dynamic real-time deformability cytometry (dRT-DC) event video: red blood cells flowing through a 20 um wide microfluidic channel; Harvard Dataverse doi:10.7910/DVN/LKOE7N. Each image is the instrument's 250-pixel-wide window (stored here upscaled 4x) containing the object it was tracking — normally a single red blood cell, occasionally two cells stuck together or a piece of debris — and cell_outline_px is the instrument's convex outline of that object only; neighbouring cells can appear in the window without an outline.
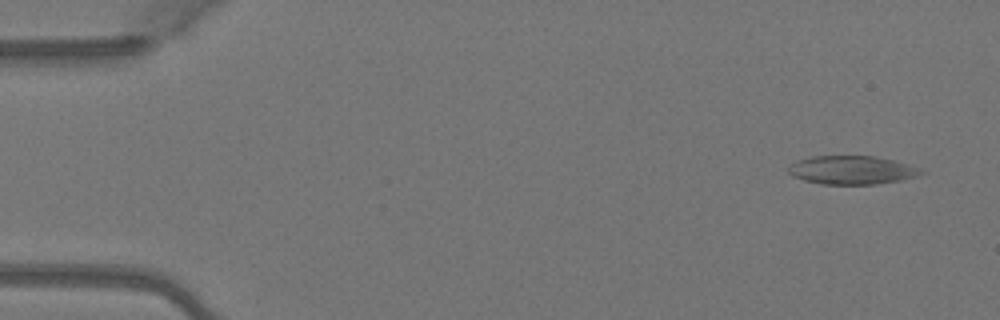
{"species": "Egyptian fruit bat (a non-hibernating species)", "species_latin": "Rousettus aegyptiacus", "temperature_condition": "warm", "stored_images_in_passage": 49, "camera_frame_rate_fps": 3000, "um_per_image_px": 0.085, "animal": {"sex": "female"}, "frame": {"image": 1, "passage_image": 3, "time_ms": 0.667, "image_size_px": [1000, 320], "cell_outline_px": [[924, 172], [916, 176], [900, 180], [876, 184], [820, 184], [804, 180], [792, 176], [788, 172], [788, 168], [796, 160], [812, 156], [876, 156], [908, 164], [920, 168]], "centroid_in_image_um": [72.38, 14.45], "position_along_channel_um": 12.6, "area_um2": 21.96}}
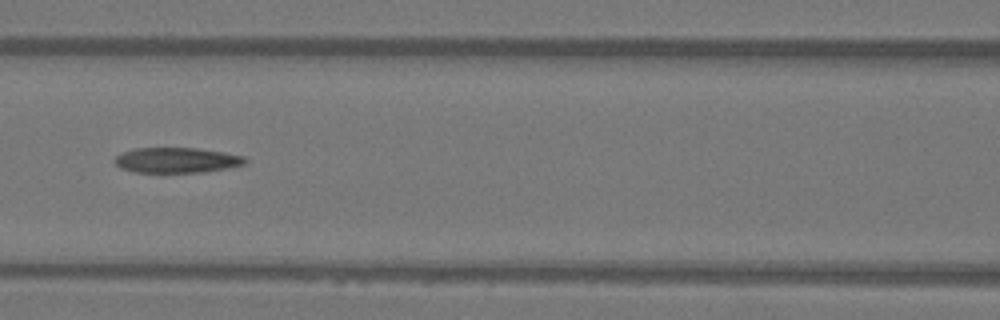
{"frame": {"image": 2, "passage_image": 22, "time_ms": 7.0, "image_size_px": [1000, 320], "cell_outline_px": [[248, 160], [244, 164], [204, 172], [136, 172], [120, 168], [112, 160], [116, 156], [124, 152], [136, 148], [196, 148], [224, 152], [244, 156]], "centroid_in_image_um": [15.0, 13.61], "position_along_channel_um": 151.6, "area_um2": 19.07}}
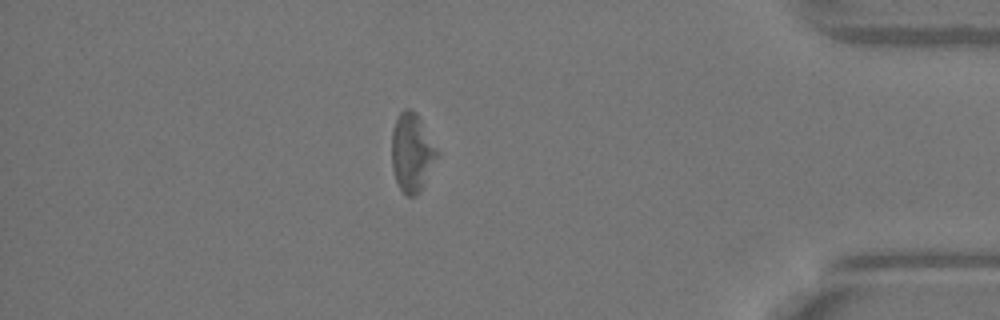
{"frame": {"image": 3, "passage_image": 43, "time_ms": 14.0, "image_size_px": [1000, 320], "cell_outline_px": [[440, 152], [420, 192], [416, 196], [408, 196], [400, 188], [396, 180], [392, 168], [392, 128], [400, 112], [404, 108], [412, 108], [416, 112]], "centroid_in_image_um": [35.02, 12.94], "position_along_channel_um": 400.2, "area_um2": 20.81}, "authors_computed_cell_mechanics": {"area_um2": 20.9814, "velocity_mm_per_s": 4.0951, "shape_relaxation_time_tau1_ms": 4.5379, "shape_relaxation_time_tau2_ms": 8.9675, "deformation_change_tau1": 0.1397, "deformation_change_tau2": 0.2442}}